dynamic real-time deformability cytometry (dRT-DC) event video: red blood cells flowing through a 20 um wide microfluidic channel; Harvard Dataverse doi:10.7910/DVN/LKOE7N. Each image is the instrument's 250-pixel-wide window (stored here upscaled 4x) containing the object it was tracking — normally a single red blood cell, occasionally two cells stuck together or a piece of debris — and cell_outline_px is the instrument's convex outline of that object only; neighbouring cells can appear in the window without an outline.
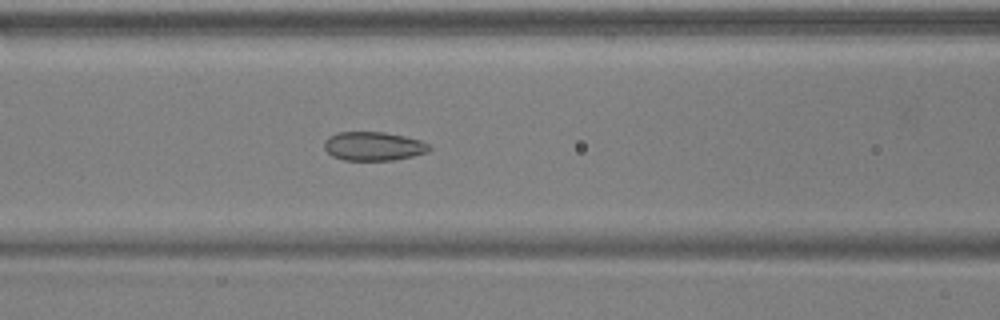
{"species": "common noctule bat (a hibernating species)", "species_latin": "Nyctalus noctula", "temperature_condition": "warm", "stored_images_in_passage": 43, "camera_frame_rate_fps": 3000, "um_per_image_px": 0.085, "animal": {"sex": "male", "body_mass_g": 17.9, "forearm_length_mm": 54.2}, "frame": {"image": 1, "passage_image": 22, "time_ms": 7.0, "image_size_px": [1000, 320], "cell_outline_px": [[432, 148], [428, 152], [412, 156], [392, 160], [344, 160], [332, 156], [324, 148], [324, 140], [328, 136], [336, 132], [384, 132], [404, 136], [420, 140], [428, 144]], "centroid_in_image_um": [31.72, 12.42], "position_along_channel_um": 134.9, "area_um2": 17.69}}
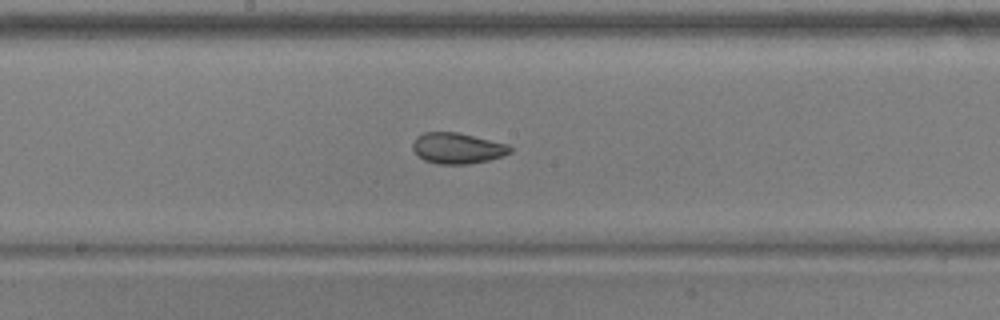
{"frame": {"image": 2, "passage_image": 28, "time_ms": 9.0, "image_size_px": [1000, 320], "cell_outline_px": [[512, 152], [504, 156], [488, 160], [468, 164], [436, 164], [424, 160], [412, 148], [412, 144], [416, 136], [424, 132], [456, 132], [508, 144], [512, 148]], "centroid_in_image_um": [38.88, 12.6], "position_along_channel_um": 209.3, "area_um2": 17.51}}
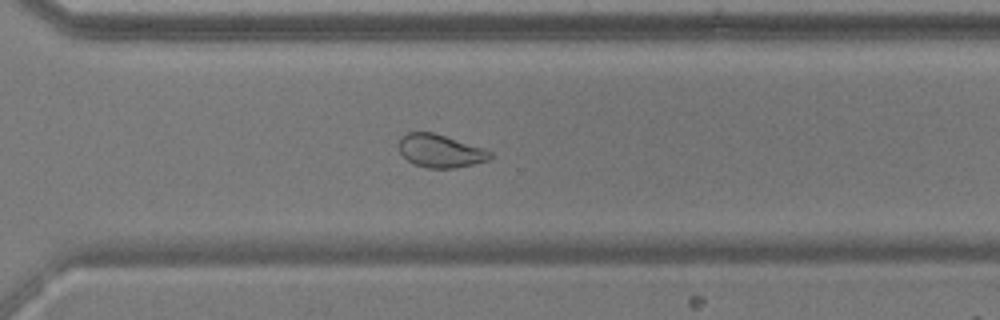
{"frame": {"image": 3, "passage_image": 38, "time_ms": 12.333, "image_size_px": [1000, 320], "cell_outline_px": [[492, 156], [488, 160], [472, 164], [452, 168], [428, 168], [416, 164], [408, 160], [400, 152], [400, 136], [408, 132], [432, 132], [484, 148], [492, 152]], "centroid_in_image_um": [37.43, 12.82], "position_along_channel_um": 333.2, "area_um2": 17.28}}